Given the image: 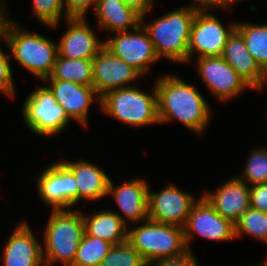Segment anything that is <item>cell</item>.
Listing matches in <instances>:
<instances>
[{"label": "cell", "mask_w": 267, "mask_h": 266, "mask_svg": "<svg viewBox=\"0 0 267 266\" xmlns=\"http://www.w3.org/2000/svg\"><path fill=\"white\" fill-rule=\"evenodd\" d=\"M42 244L23 221L14 229L2 252V266H45Z\"/></svg>", "instance_id": "ac0fdd59"}, {"label": "cell", "mask_w": 267, "mask_h": 266, "mask_svg": "<svg viewBox=\"0 0 267 266\" xmlns=\"http://www.w3.org/2000/svg\"><path fill=\"white\" fill-rule=\"evenodd\" d=\"M236 29L231 22L225 27L211 11H196L188 42V64L196 53L198 57L221 56L228 37Z\"/></svg>", "instance_id": "ba28073f"}, {"label": "cell", "mask_w": 267, "mask_h": 266, "mask_svg": "<svg viewBox=\"0 0 267 266\" xmlns=\"http://www.w3.org/2000/svg\"><path fill=\"white\" fill-rule=\"evenodd\" d=\"M113 35L104 41V47L142 75L147 74L150 66L160 60L153 42L141 24L134 30L115 32Z\"/></svg>", "instance_id": "9c48e42d"}, {"label": "cell", "mask_w": 267, "mask_h": 266, "mask_svg": "<svg viewBox=\"0 0 267 266\" xmlns=\"http://www.w3.org/2000/svg\"><path fill=\"white\" fill-rule=\"evenodd\" d=\"M140 224L128 230L127 241L147 264L180 255L187 250L183 227L163 224L149 218Z\"/></svg>", "instance_id": "8992f818"}, {"label": "cell", "mask_w": 267, "mask_h": 266, "mask_svg": "<svg viewBox=\"0 0 267 266\" xmlns=\"http://www.w3.org/2000/svg\"><path fill=\"white\" fill-rule=\"evenodd\" d=\"M44 228L43 260L45 266L61 263L71 266L76 257L78 246L84 235V221L81 210H51Z\"/></svg>", "instance_id": "277c9868"}, {"label": "cell", "mask_w": 267, "mask_h": 266, "mask_svg": "<svg viewBox=\"0 0 267 266\" xmlns=\"http://www.w3.org/2000/svg\"><path fill=\"white\" fill-rule=\"evenodd\" d=\"M223 218L234 224L250 208L249 186L236 175L228 179L218 190L202 194Z\"/></svg>", "instance_id": "ffe728a7"}, {"label": "cell", "mask_w": 267, "mask_h": 266, "mask_svg": "<svg viewBox=\"0 0 267 266\" xmlns=\"http://www.w3.org/2000/svg\"><path fill=\"white\" fill-rule=\"evenodd\" d=\"M100 109L129 126L142 127L159 123L157 91L154 83L152 91L129 86L112 90L101 97Z\"/></svg>", "instance_id": "5b68a950"}, {"label": "cell", "mask_w": 267, "mask_h": 266, "mask_svg": "<svg viewBox=\"0 0 267 266\" xmlns=\"http://www.w3.org/2000/svg\"><path fill=\"white\" fill-rule=\"evenodd\" d=\"M250 208L267 213V182L249 187Z\"/></svg>", "instance_id": "836d02e7"}, {"label": "cell", "mask_w": 267, "mask_h": 266, "mask_svg": "<svg viewBox=\"0 0 267 266\" xmlns=\"http://www.w3.org/2000/svg\"><path fill=\"white\" fill-rule=\"evenodd\" d=\"M3 0H0V39H2V31L4 27V23L6 19L9 17L7 14V8L2 2Z\"/></svg>", "instance_id": "8d00e7d4"}, {"label": "cell", "mask_w": 267, "mask_h": 266, "mask_svg": "<svg viewBox=\"0 0 267 266\" xmlns=\"http://www.w3.org/2000/svg\"><path fill=\"white\" fill-rule=\"evenodd\" d=\"M67 30L58 41V55L67 59H93L104 47L86 18L65 19Z\"/></svg>", "instance_id": "2e32d148"}, {"label": "cell", "mask_w": 267, "mask_h": 266, "mask_svg": "<svg viewBox=\"0 0 267 266\" xmlns=\"http://www.w3.org/2000/svg\"><path fill=\"white\" fill-rule=\"evenodd\" d=\"M21 113L30 132L42 137L59 134L71 122L47 85L36 88L26 96Z\"/></svg>", "instance_id": "52a82bcc"}, {"label": "cell", "mask_w": 267, "mask_h": 266, "mask_svg": "<svg viewBox=\"0 0 267 266\" xmlns=\"http://www.w3.org/2000/svg\"><path fill=\"white\" fill-rule=\"evenodd\" d=\"M75 161V162H74ZM60 161L75 177L77 182V203L100 201L108 197L110 177L97 164L88 160Z\"/></svg>", "instance_id": "44dd1931"}, {"label": "cell", "mask_w": 267, "mask_h": 266, "mask_svg": "<svg viewBox=\"0 0 267 266\" xmlns=\"http://www.w3.org/2000/svg\"><path fill=\"white\" fill-rule=\"evenodd\" d=\"M139 252L128 242L113 245L100 266H147Z\"/></svg>", "instance_id": "f1b7e54d"}, {"label": "cell", "mask_w": 267, "mask_h": 266, "mask_svg": "<svg viewBox=\"0 0 267 266\" xmlns=\"http://www.w3.org/2000/svg\"><path fill=\"white\" fill-rule=\"evenodd\" d=\"M33 15L48 27L56 28L62 17L69 18L65 11L64 0H32Z\"/></svg>", "instance_id": "f546056e"}, {"label": "cell", "mask_w": 267, "mask_h": 266, "mask_svg": "<svg viewBox=\"0 0 267 266\" xmlns=\"http://www.w3.org/2000/svg\"><path fill=\"white\" fill-rule=\"evenodd\" d=\"M97 0H64L65 11L68 17L86 18L87 12L95 10Z\"/></svg>", "instance_id": "d6a6232c"}, {"label": "cell", "mask_w": 267, "mask_h": 266, "mask_svg": "<svg viewBox=\"0 0 267 266\" xmlns=\"http://www.w3.org/2000/svg\"><path fill=\"white\" fill-rule=\"evenodd\" d=\"M145 179L135 178L116 186L110 179L108 194L112 196L120 208L116 214L128 225L129 221L140 223L148 219V189Z\"/></svg>", "instance_id": "e0dca14e"}, {"label": "cell", "mask_w": 267, "mask_h": 266, "mask_svg": "<svg viewBox=\"0 0 267 266\" xmlns=\"http://www.w3.org/2000/svg\"><path fill=\"white\" fill-rule=\"evenodd\" d=\"M17 21L8 17L4 23L2 39L8 53L25 70L43 81L51 76L58 56V43L46 36L21 29Z\"/></svg>", "instance_id": "7a4b0ae2"}, {"label": "cell", "mask_w": 267, "mask_h": 266, "mask_svg": "<svg viewBox=\"0 0 267 266\" xmlns=\"http://www.w3.org/2000/svg\"><path fill=\"white\" fill-rule=\"evenodd\" d=\"M191 1H192L191 5L187 6L196 11H209V9L213 8L214 10H216L218 7L225 9L223 0H191Z\"/></svg>", "instance_id": "d590c367"}, {"label": "cell", "mask_w": 267, "mask_h": 266, "mask_svg": "<svg viewBox=\"0 0 267 266\" xmlns=\"http://www.w3.org/2000/svg\"><path fill=\"white\" fill-rule=\"evenodd\" d=\"M239 1H242V0H223L224 7L225 9H227V7H231V4H234L235 2L237 3Z\"/></svg>", "instance_id": "74e56055"}, {"label": "cell", "mask_w": 267, "mask_h": 266, "mask_svg": "<svg viewBox=\"0 0 267 266\" xmlns=\"http://www.w3.org/2000/svg\"><path fill=\"white\" fill-rule=\"evenodd\" d=\"M236 30L244 38L247 50L265 72L267 70V24L236 22Z\"/></svg>", "instance_id": "d4e9b609"}, {"label": "cell", "mask_w": 267, "mask_h": 266, "mask_svg": "<svg viewBox=\"0 0 267 266\" xmlns=\"http://www.w3.org/2000/svg\"><path fill=\"white\" fill-rule=\"evenodd\" d=\"M43 82L49 83L47 87L70 120L88 126L90 105L97 100L100 106L101 100L93 86L57 79H44Z\"/></svg>", "instance_id": "9a60e30c"}, {"label": "cell", "mask_w": 267, "mask_h": 266, "mask_svg": "<svg viewBox=\"0 0 267 266\" xmlns=\"http://www.w3.org/2000/svg\"><path fill=\"white\" fill-rule=\"evenodd\" d=\"M264 260L262 262L258 263V265L259 266H267V257Z\"/></svg>", "instance_id": "f35d334b"}, {"label": "cell", "mask_w": 267, "mask_h": 266, "mask_svg": "<svg viewBox=\"0 0 267 266\" xmlns=\"http://www.w3.org/2000/svg\"><path fill=\"white\" fill-rule=\"evenodd\" d=\"M147 266H200V264L192 250L187 249L180 255L159 259L149 263Z\"/></svg>", "instance_id": "1f68e13d"}, {"label": "cell", "mask_w": 267, "mask_h": 266, "mask_svg": "<svg viewBox=\"0 0 267 266\" xmlns=\"http://www.w3.org/2000/svg\"><path fill=\"white\" fill-rule=\"evenodd\" d=\"M243 234L267 244V213L252 208L246 210L235 223V237Z\"/></svg>", "instance_id": "4316f807"}, {"label": "cell", "mask_w": 267, "mask_h": 266, "mask_svg": "<svg viewBox=\"0 0 267 266\" xmlns=\"http://www.w3.org/2000/svg\"><path fill=\"white\" fill-rule=\"evenodd\" d=\"M196 10L184 6L151 20L141 21L159 59L188 64V42Z\"/></svg>", "instance_id": "3957f363"}, {"label": "cell", "mask_w": 267, "mask_h": 266, "mask_svg": "<svg viewBox=\"0 0 267 266\" xmlns=\"http://www.w3.org/2000/svg\"><path fill=\"white\" fill-rule=\"evenodd\" d=\"M123 3L132 8L135 12H137L141 16V21H144L145 16L154 7V0H122Z\"/></svg>", "instance_id": "e575fe53"}, {"label": "cell", "mask_w": 267, "mask_h": 266, "mask_svg": "<svg viewBox=\"0 0 267 266\" xmlns=\"http://www.w3.org/2000/svg\"><path fill=\"white\" fill-rule=\"evenodd\" d=\"M93 87L101 98L107 92L131 86L130 83L143 77L133 66L114 56L103 47L92 59Z\"/></svg>", "instance_id": "5bb4252c"}, {"label": "cell", "mask_w": 267, "mask_h": 266, "mask_svg": "<svg viewBox=\"0 0 267 266\" xmlns=\"http://www.w3.org/2000/svg\"><path fill=\"white\" fill-rule=\"evenodd\" d=\"M159 124L176 119L185 128L202 134L211 120V106L195 87L176 74L160 75L155 83Z\"/></svg>", "instance_id": "6da1fadb"}, {"label": "cell", "mask_w": 267, "mask_h": 266, "mask_svg": "<svg viewBox=\"0 0 267 266\" xmlns=\"http://www.w3.org/2000/svg\"><path fill=\"white\" fill-rule=\"evenodd\" d=\"M113 244L84 233L71 266H100Z\"/></svg>", "instance_id": "484cf974"}, {"label": "cell", "mask_w": 267, "mask_h": 266, "mask_svg": "<svg viewBox=\"0 0 267 266\" xmlns=\"http://www.w3.org/2000/svg\"><path fill=\"white\" fill-rule=\"evenodd\" d=\"M196 59L199 77L219 101L228 102L245 90L252 89L221 56Z\"/></svg>", "instance_id": "8fae6325"}, {"label": "cell", "mask_w": 267, "mask_h": 266, "mask_svg": "<svg viewBox=\"0 0 267 266\" xmlns=\"http://www.w3.org/2000/svg\"><path fill=\"white\" fill-rule=\"evenodd\" d=\"M10 59V54H5L0 47V93L9 97V99H14L16 90L13 82L12 67L9 64Z\"/></svg>", "instance_id": "4dcf8cb0"}, {"label": "cell", "mask_w": 267, "mask_h": 266, "mask_svg": "<svg viewBox=\"0 0 267 266\" xmlns=\"http://www.w3.org/2000/svg\"><path fill=\"white\" fill-rule=\"evenodd\" d=\"M249 187L267 182V148L253 149L247 157L243 173L236 175Z\"/></svg>", "instance_id": "83f0119b"}, {"label": "cell", "mask_w": 267, "mask_h": 266, "mask_svg": "<svg viewBox=\"0 0 267 266\" xmlns=\"http://www.w3.org/2000/svg\"><path fill=\"white\" fill-rule=\"evenodd\" d=\"M45 79L71 81L93 86L92 59H67L58 55L51 76Z\"/></svg>", "instance_id": "cb8c5ba5"}, {"label": "cell", "mask_w": 267, "mask_h": 266, "mask_svg": "<svg viewBox=\"0 0 267 266\" xmlns=\"http://www.w3.org/2000/svg\"><path fill=\"white\" fill-rule=\"evenodd\" d=\"M221 57L253 90H264L267 85L265 72L247 50L244 38L236 29L228 37Z\"/></svg>", "instance_id": "d6986e66"}, {"label": "cell", "mask_w": 267, "mask_h": 266, "mask_svg": "<svg viewBox=\"0 0 267 266\" xmlns=\"http://www.w3.org/2000/svg\"><path fill=\"white\" fill-rule=\"evenodd\" d=\"M175 184L158 192L148 189V218L163 224L184 227L193 204L198 200Z\"/></svg>", "instance_id": "4fadbf2b"}, {"label": "cell", "mask_w": 267, "mask_h": 266, "mask_svg": "<svg viewBox=\"0 0 267 266\" xmlns=\"http://www.w3.org/2000/svg\"><path fill=\"white\" fill-rule=\"evenodd\" d=\"M32 180L37 182L39 198L52 210L71 209L77 205V182L60 161L49 165Z\"/></svg>", "instance_id": "7c38bea8"}, {"label": "cell", "mask_w": 267, "mask_h": 266, "mask_svg": "<svg viewBox=\"0 0 267 266\" xmlns=\"http://www.w3.org/2000/svg\"><path fill=\"white\" fill-rule=\"evenodd\" d=\"M94 13L100 30L112 34L134 30L141 24V16L122 0H97Z\"/></svg>", "instance_id": "7402d4cb"}, {"label": "cell", "mask_w": 267, "mask_h": 266, "mask_svg": "<svg viewBox=\"0 0 267 266\" xmlns=\"http://www.w3.org/2000/svg\"><path fill=\"white\" fill-rule=\"evenodd\" d=\"M84 232L91 237L107 240L113 245L121 244L128 239L129 226L114 212L104 209L92 215L82 213Z\"/></svg>", "instance_id": "603a6c76"}, {"label": "cell", "mask_w": 267, "mask_h": 266, "mask_svg": "<svg viewBox=\"0 0 267 266\" xmlns=\"http://www.w3.org/2000/svg\"><path fill=\"white\" fill-rule=\"evenodd\" d=\"M184 228L187 249L195 235L210 241L226 242L235 239V224L218 214L214 207L201 194L193 204Z\"/></svg>", "instance_id": "30bf717a"}]
</instances>
